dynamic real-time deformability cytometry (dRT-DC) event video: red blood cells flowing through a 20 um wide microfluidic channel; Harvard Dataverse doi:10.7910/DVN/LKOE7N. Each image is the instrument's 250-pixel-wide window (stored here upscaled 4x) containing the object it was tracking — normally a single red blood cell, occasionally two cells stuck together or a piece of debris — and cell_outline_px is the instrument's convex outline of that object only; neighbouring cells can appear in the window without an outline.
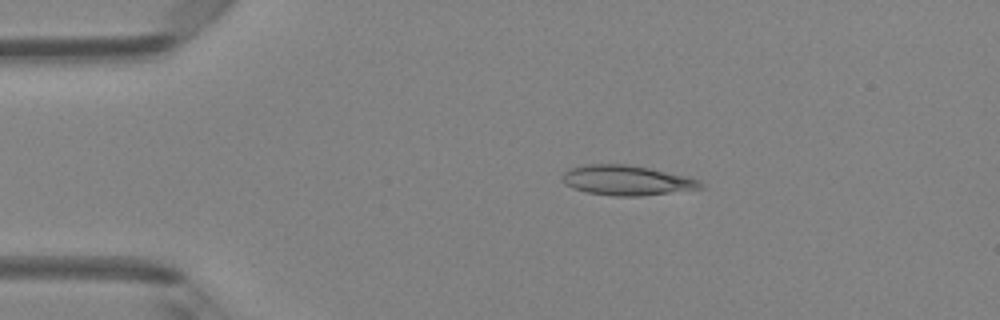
{"species": "Egyptian fruit bat (a non-hibernating species)", "species_latin": "Rousettus aegyptiacus", "temperature_condition": "room temperature", "stored_images_in_passage": 4, "camera_frame_rate_fps": 3000, "um_per_image_px": 0.085, "animal": {"sex": "female"}, "frame": {"image": 1, "passage_image": 3, "time_ms": 0.667, "image_size_px": [1000, 320], "cell_outline_px": [[704, 188], [640, 196], [616, 196], [588, 192], [572, 188], [564, 184], [560, 180], [560, 176], [564, 172], [572, 168], [584, 164], [628, 164], [692, 176], [700, 180], [704, 184]], "centroid_in_image_um": [53.3, 15.32], "position_along_channel_um": 31.7, "area_um2": 24.45}}